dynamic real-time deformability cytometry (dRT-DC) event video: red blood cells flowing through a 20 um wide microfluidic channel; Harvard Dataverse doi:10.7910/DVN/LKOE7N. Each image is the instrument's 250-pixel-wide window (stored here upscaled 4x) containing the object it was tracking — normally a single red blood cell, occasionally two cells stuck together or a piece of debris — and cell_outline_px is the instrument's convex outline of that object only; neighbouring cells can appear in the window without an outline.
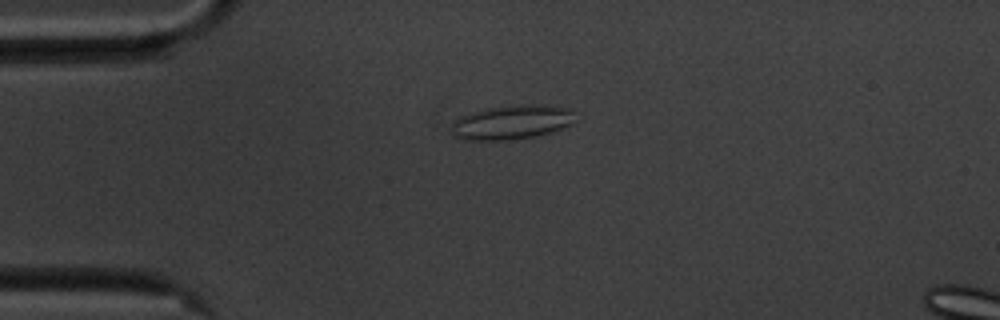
{"species": "common noctule bat (a hibernating species)", "species_latin": "Nyctalus noctula", "temperature_condition": "cold", "stored_images_in_passage": 49, "camera_frame_rate_fps": 3000, "um_per_image_px": 0.085, "animal": {"sex": "male", "body_mass_g": 20.1, "forearm_length_mm": 53.5}, "frame": {"image": 1, "passage_image": 6, "time_ms": 1.667, "image_size_px": [1000, 320], "cell_outline_px": [[572, 124], [552, 132], [536, 136], [512, 140], [464, 140], [452, 136], [452, 120], [460, 116], [472, 112], [488, 108], [520, 104], [540, 104], [568, 108], [572, 112]], "centroid_in_image_um": [43.45, 10.4], "position_along_channel_um": 41.6, "area_um2": 24.85}}
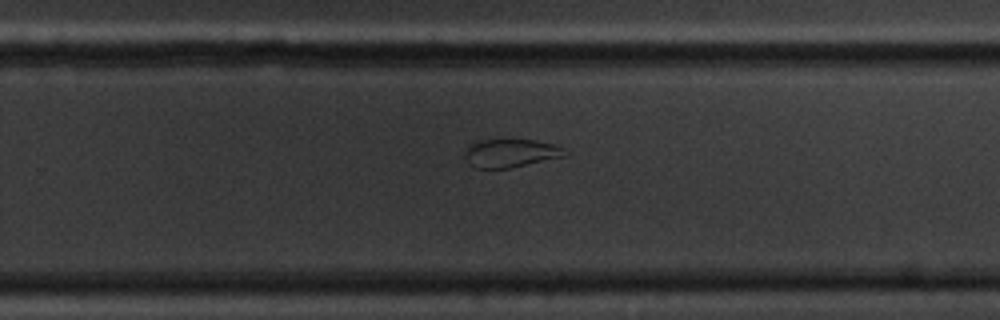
{"frame": {"image": 2, "passage_image": 29, "time_ms": 9.333, "image_size_px": [1000, 320], "cell_outline_px": [[568, 156], [508, 168], [476, 168], [468, 164], [464, 156], [468, 144], [476, 140], [532, 140], [552, 144], [564, 148], [568, 152]], "centroid_in_image_um": [43.39, 13.02], "position_along_channel_um": 286.4, "area_um2": 16.59}}
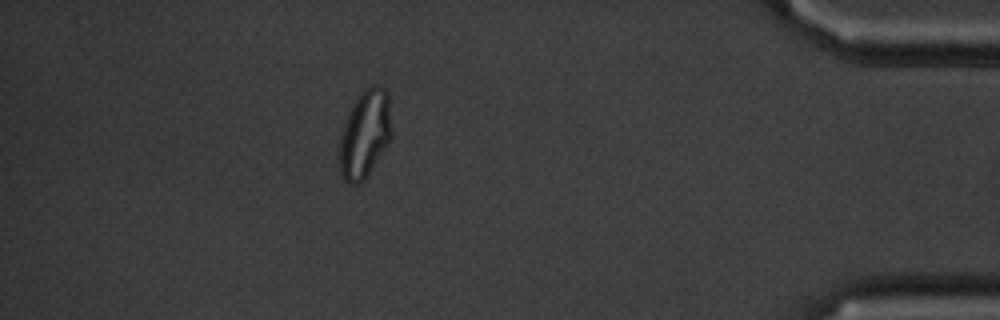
{"frame": {"image": 3, "passage_image": 43, "time_ms": 14.0, "image_size_px": [1000, 320], "cell_outline_px": [[392, 136], [388, 144], [368, 176], [360, 184], [348, 184], [344, 180], [340, 172], [336, 156], [340, 140], [348, 116], [356, 100], [372, 84], [376, 84], [384, 88], [388, 92], [392, 132]], "centroid_in_image_um": [31.02, 11.48], "position_along_channel_um": 404.2, "area_um2": 26.82}, "authors_computed_cell_mechanics": {"area_um2": 20.9814, "velocity_mm_per_s": 3.5013, "shape_relaxation_time_tau1_ms": null, "shape_relaxation_time_tau2_ms": 1.7724, "deformation_change_tau1": null, "deformation_change_tau2": 0.0867}}